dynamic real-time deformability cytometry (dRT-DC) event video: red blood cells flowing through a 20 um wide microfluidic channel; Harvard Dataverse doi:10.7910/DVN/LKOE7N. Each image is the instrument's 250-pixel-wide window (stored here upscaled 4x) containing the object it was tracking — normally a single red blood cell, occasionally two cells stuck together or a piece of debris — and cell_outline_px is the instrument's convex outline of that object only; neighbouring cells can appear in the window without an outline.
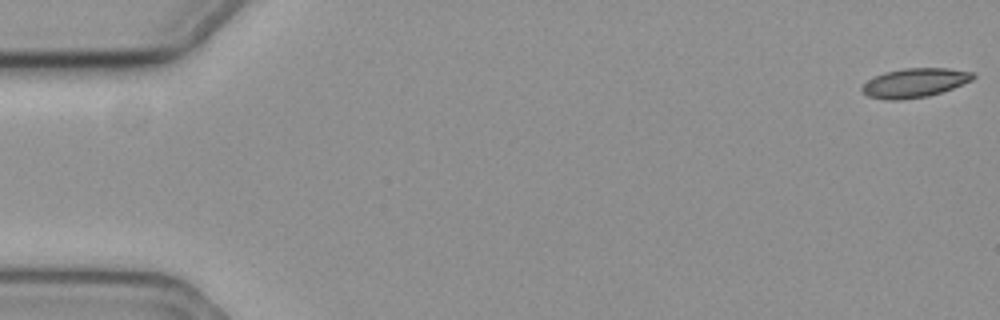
{"species": "common noctule bat (a hibernating species)", "species_latin": "Nyctalus noctula", "temperature_condition": "cold", "stored_images_in_passage": 58, "camera_frame_rate_fps": 3000, "um_per_image_px": 0.085, "animal": {"sex": "female", "body_mass_g": 19.3, "forearm_length_mm": 54.1}, "frame": {"image": 1, "passage_image": 1, "time_ms": 0.0, "image_size_px": [1000, 320], "cell_outline_px": [[976, 76], [972, 80], [952, 88], [928, 96], [900, 100], [884, 100], [868, 96], [860, 88], [868, 80], [884, 72], [904, 68], [948, 68], [972, 72]], "centroid_in_image_um": [77.74, 7.04], "position_along_channel_um": 7.3, "area_um2": 18.73}}
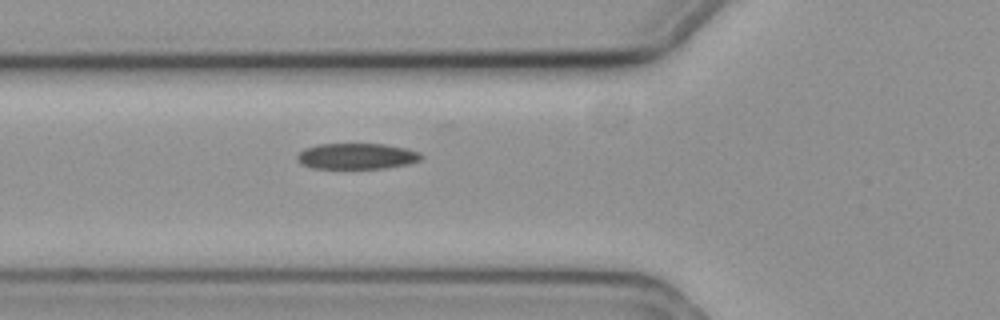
{"frame": {"image": 2, "passage_image": 21, "time_ms": 6.667, "image_size_px": [1000, 320], "cell_outline_px": [[424, 156], [420, 160], [408, 164], [384, 168], [312, 168], [300, 164], [296, 160], [296, 156], [304, 148], [316, 144], [384, 144], [408, 148], [420, 152]], "centroid_in_image_um": [30.32, 13.27], "position_along_channel_um": 95.5, "area_um2": 18.9}}
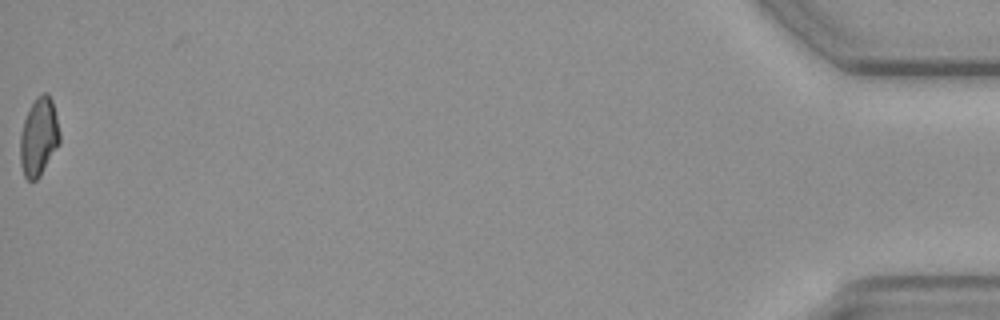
{"frame": {"image": 3, "passage_image": 58, "time_ms": 19.0, "image_size_px": [1000, 320], "cell_outline_px": [[60, 144], [40, 176], [36, 180], [28, 180], [24, 176], [20, 164], [20, 132], [24, 120], [36, 96], [44, 92], [48, 92], [52, 100], [60, 132]], "centroid_in_image_um": [3.3, 11.64], "position_along_channel_um": 431.9, "area_um2": 18.15}, "authors_computed_cell_mechanics": {"area_um2": 18.5538, "velocity_mm_per_s": 3.6028, "shape_relaxation_time_tau1_ms": 3.0531, "shape_relaxation_time_tau2_ms": null, "deformation_change_tau1": 0.0983, "deformation_change_tau2": null}}